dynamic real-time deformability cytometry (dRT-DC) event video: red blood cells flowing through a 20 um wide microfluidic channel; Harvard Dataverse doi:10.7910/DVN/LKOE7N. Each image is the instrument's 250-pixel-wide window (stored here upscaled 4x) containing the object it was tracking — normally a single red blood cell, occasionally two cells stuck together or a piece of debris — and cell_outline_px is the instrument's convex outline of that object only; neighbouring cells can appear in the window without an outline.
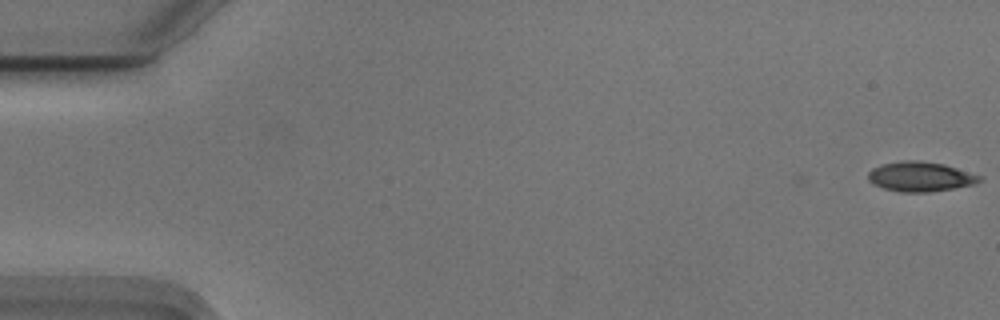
{"species": "Egyptian fruit bat (a non-hibernating species)", "species_latin": "Rousettus aegyptiacus", "temperature_condition": "cold", "stored_images_in_passage": 55, "camera_frame_rate_fps": 3000, "um_per_image_px": 0.085, "animal": {"sex": "male"}, "frame": {"image": 1, "passage_image": 1, "time_ms": 0.0, "image_size_px": [1000, 320], "cell_outline_px": [[984, 180], [976, 184], [928, 192], [900, 192], [884, 188], [872, 184], [868, 180], [868, 172], [872, 168], [880, 164], [900, 160], [920, 160], [944, 164], [984, 176]], "centroid_in_image_um": [78.24, 15.0], "position_along_channel_um": 6.8, "area_um2": 19.65}}
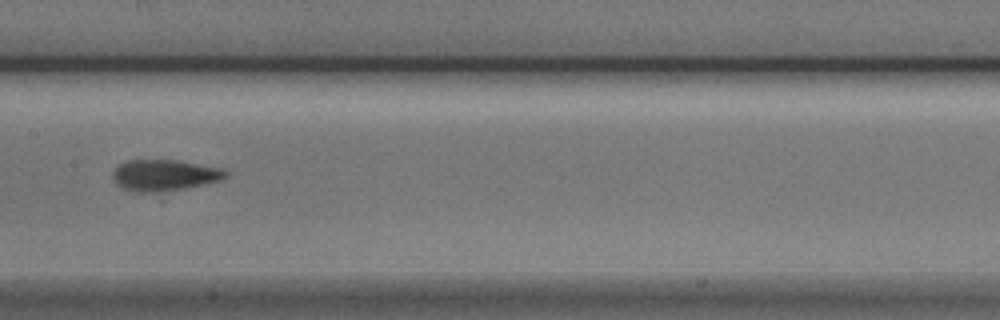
{"frame": {"image": 2, "passage_image": 28, "time_ms": 9.0, "image_size_px": [1000, 320], "cell_outline_px": [[228, 176], [220, 180], [204, 184], [184, 188], [152, 192], [136, 192], [124, 188], [116, 184], [112, 176], [112, 172], [120, 164], [128, 160], [176, 160], [224, 168], [228, 172]], "centroid_in_image_um": [13.99, 14.88], "position_along_channel_um": 193.4, "area_um2": 20.4}}
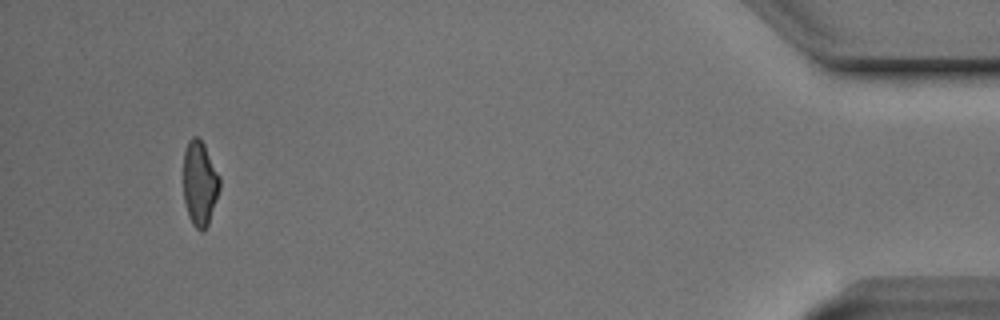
{"frame": {"image": 3, "passage_image": 52, "time_ms": 17.0, "image_size_px": [1000, 320], "cell_outline_px": [[220, 188], [208, 224], [204, 232], [200, 232], [192, 224], [188, 216], [184, 200], [184, 152], [188, 140], [192, 136], [196, 136], [204, 144], [220, 176]], "centroid_in_image_um": [16.98, 15.6], "position_along_channel_um": 418.2, "area_um2": 17.98}, "authors_computed_cell_mechanics": {"area_um2": 19.3052, "velocity_mm_per_s": 3.746, "shape_relaxation_time_tau1_ms": 3.2547, "shape_relaxation_time_tau2_ms": 2.3311, "deformation_change_tau1": 0.1491, "deformation_change_tau2": 0.1033}}